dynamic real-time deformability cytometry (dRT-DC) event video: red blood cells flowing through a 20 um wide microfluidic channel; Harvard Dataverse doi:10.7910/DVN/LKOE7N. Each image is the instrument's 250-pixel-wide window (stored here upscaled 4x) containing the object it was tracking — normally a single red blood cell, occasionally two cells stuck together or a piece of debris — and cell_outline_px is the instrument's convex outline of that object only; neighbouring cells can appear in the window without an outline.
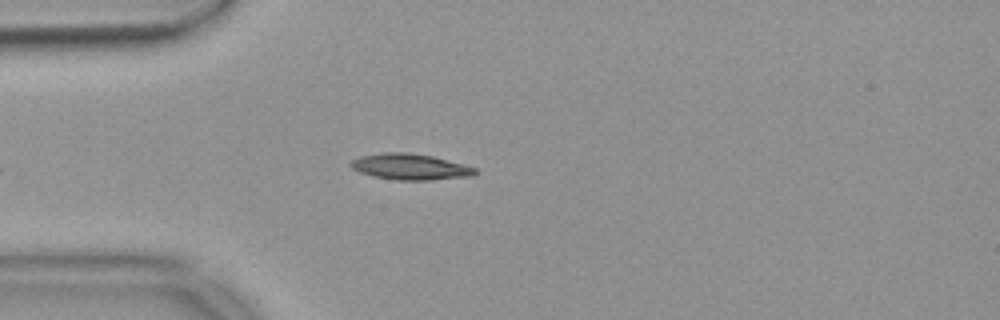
{"species": "common noctule bat (a hibernating species)", "species_latin": "Nyctalus noctula", "temperature_condition": "warm", "stored_images_in_passage": 35, "camera_frame_rate_fps": 3000, "um_per_image_px": 0.085, "animal": {"sex": "female", "body_mass_g": 18.4}, "frame": {"image": 1, "passage_image": 3, "time_ms": 0.667, "image_size_px": [1000, 320], "cell_outline_px": [[476, 172], [472, 176], [428, 180], [396, 180], [372, 176], [360, 172], [352, 168], [348, 164], [352, 160], [360, 156], [380, 152], [408, 152], [432, 156], [464, 164], [476, 168]], "centroid_in_image_um": [34.83, 14.17], "position_along_channel_um": 50.2, "area_um2": 18.9}}
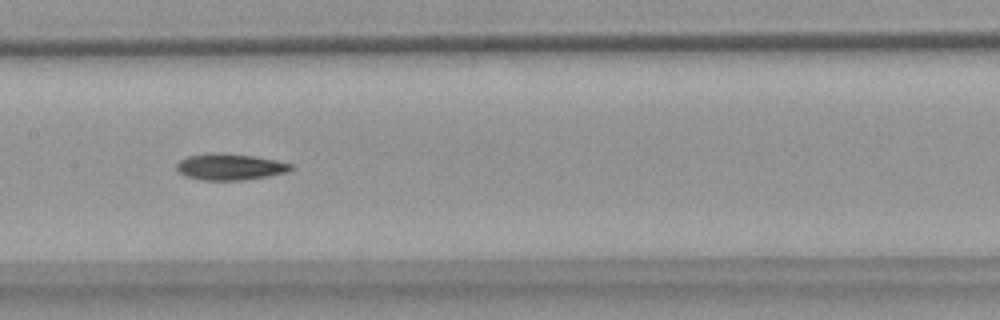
{"frame": {"image": 2, "passage_image": 15, "time_ms": 4.667, "image_size_px": [1000, 320], "cell_outline_px": [[292, 168], [288, 172], [268, 176], [244, 180], [200, 180], [184, 176], [176, 168], [176, 164], [180, 160], [188, 156], [220, 152], [252, 156], [276, 160], [292, 164]], "centroid_in_image_um": [19.54, 14.19], "position_along_channel_um": 187.9, "area_um2": 17.51}}
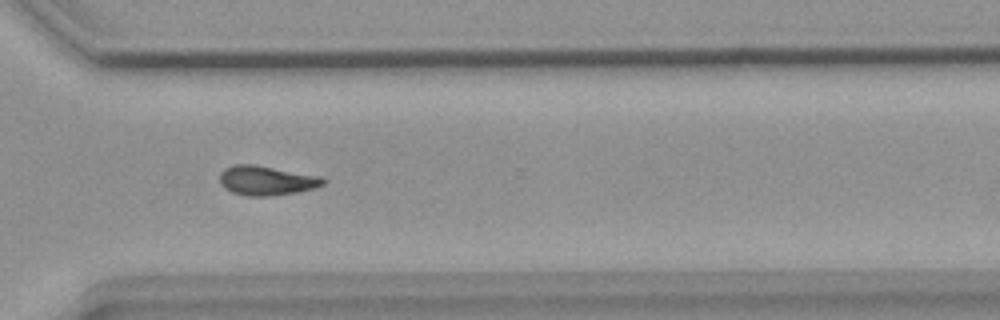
{"frame": {"image": 3, "passage_image": 28, "time_ms": 9.0, "image_size_px": [1000, 320], "cell_outline_px": [[328, 180], [324, 184], [312, 188], [296, 192], [272, 196], [248, 196], [232, 192], [224, 188], [220, 184], [220, 172], [224, 168], [232, 164], [256, 164], [320, 176]], "centroid_in_image_um": [22.62, 15.33], "position_along_channel_um": 348.0, "area_um2": 17.92}, "authors_computed_cell_mechanics": {"area_um2": 17.8602, "velocity_mm_per_s": 3.6911, "shape_relaxation_time_tau1_ms": 6.8311, "shape_relaxation_time_tau2_ms": null, "deformation_change_tau1": 0.1565, "deformation_change_tau2": null}}